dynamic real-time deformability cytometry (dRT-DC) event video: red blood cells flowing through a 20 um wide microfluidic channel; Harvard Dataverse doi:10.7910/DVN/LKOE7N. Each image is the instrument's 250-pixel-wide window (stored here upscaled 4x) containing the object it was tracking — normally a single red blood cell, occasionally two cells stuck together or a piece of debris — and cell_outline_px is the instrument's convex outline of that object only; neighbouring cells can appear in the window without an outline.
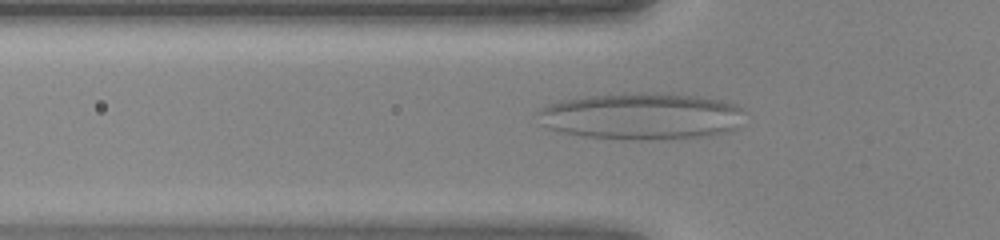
{"species": "human", "species_latin": "Homo sapiens", "temperature_condition": "warm", "stored_images_in_passage": 45, "camera_frame_rate_fps": 3000, "um_per_image_px": 0.085, "donor": {"sex": "female"}, "frame": {"image": 1, "passage_image": 15, "time_ms": 4.667, "image_size_px": [1000, 240], "cell_outline_px": [[744, 112], [736, 128], [732, 132], [712, 136], [664, 140], [624, 140], [580, 136], [560, 132], [548, 128], [540, 124], [536, 112], [540, 108], [548, 104], [560, 100], [588, 96], [636, 92], [664, 92], [696, 96], [724, 100], [736, 104]], "centroid_in_image_um": [54.53, 9.89], "position_along_channel_um": 71.3, "area_um2": 57.74}}
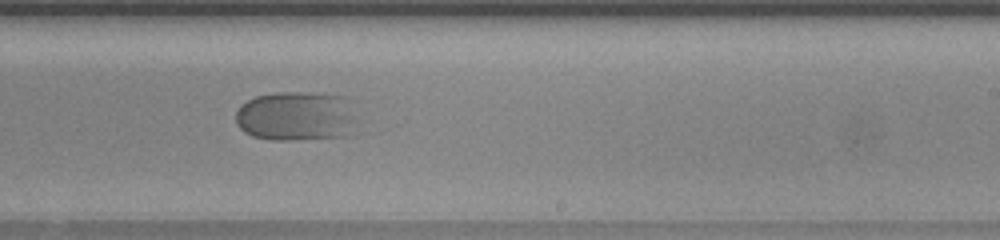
{"frame": {"image": 2, "passage_image": 28, "time_ms": 9.0, "image_size_px": [1000, 240], "cell_outline_px": [[364, 132], [352, 136], [292, 140], [272, 140], [252, 136], [244, 132], [236, 124], [236, 112], [240, 104], [256, 96], [276, 92], [300, 92], [352, 96]], "centroid_in_image_um": [25.42, 9.89], "position_along_channel_um": 263.6, "area_um2": 37.34}}
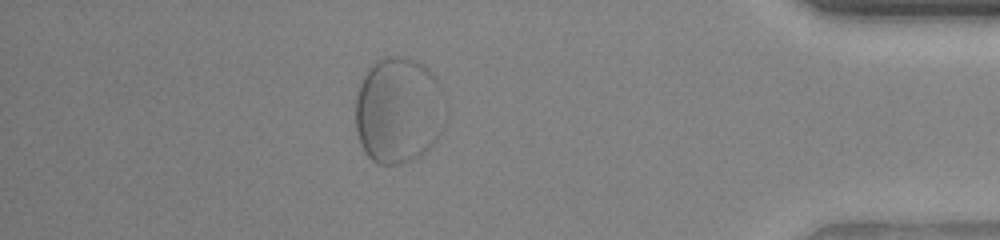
{"frame": {"image": 3, "passage_image": 40, "time_ms": 13.0, "image_size_px": [1000, 240], "cell_outline_px": [[444, 128], [436, 140], [420, 156], [412, 160], [400, 164], [380, 164], [372, 160], [364, 152], [360, 144], [356, 132], [356, 96], [360, 84], [368, 68], [376, 60], [384, 56], [408, 56], [424, 64], [436, 76], [440, 88]], "centroid_in_image_um": [33.84, 9.36], "position_along_channel_um": 401.4, "area_um2": 56.12}}